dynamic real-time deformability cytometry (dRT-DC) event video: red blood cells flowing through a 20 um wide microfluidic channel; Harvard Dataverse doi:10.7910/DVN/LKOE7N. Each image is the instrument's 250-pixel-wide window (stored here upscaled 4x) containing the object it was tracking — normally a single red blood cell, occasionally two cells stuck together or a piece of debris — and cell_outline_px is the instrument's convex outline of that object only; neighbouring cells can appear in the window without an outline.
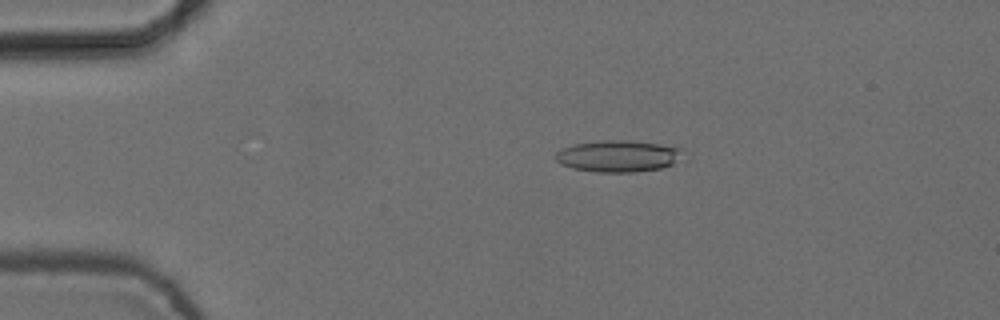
{"species": "common noctule bat (a hibernating species)", "species_latin": "Nyctalus noctula", "temperature_condition": "cold", "stored_images_in_passage": 5, "camera_frame_rate_fps": 3000, "um_per_image_px": 0.085, "animal": {"sex": "female", "body_mass_g": 24.6, "forearm_length_mm": 56.2}, "frame": {"image": 1, "passage_image": 3, "time_ms": 0.667, "image_size_px": [1000, 320], "cell_outline_px": [[684, 148], [672, 164], [660, 168], [636, 172], [596, 172], [572, 168], [560, 164], [556, 160], [556, 152], [560, 148], [572, 144], [600, 140], [628, 140], [660, 144]], "centroid_in_image_um": [52.47, 13.26], "position_along_channel_um": 32.5, "area_um2": 23.47}}